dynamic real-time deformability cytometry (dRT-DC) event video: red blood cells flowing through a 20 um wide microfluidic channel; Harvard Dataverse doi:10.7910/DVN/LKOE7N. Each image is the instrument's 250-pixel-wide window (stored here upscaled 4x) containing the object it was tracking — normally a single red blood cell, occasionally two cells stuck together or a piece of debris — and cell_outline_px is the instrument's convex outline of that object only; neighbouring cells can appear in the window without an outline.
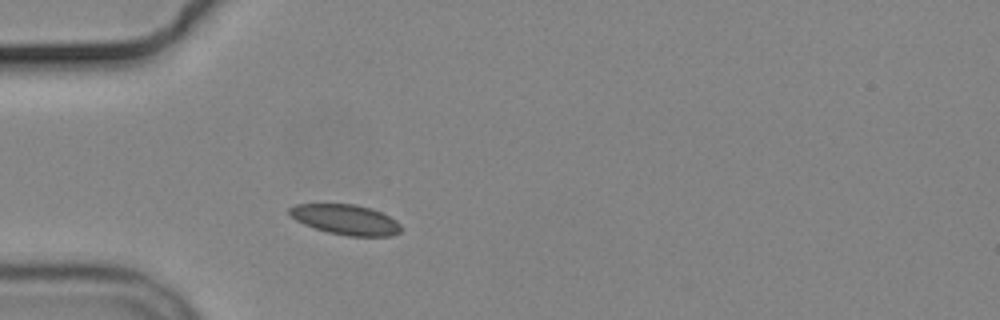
{"species": "common noctule bat (a hibernating species)", "species_latin": "Nyctalus noctula", "temperature_condition": "cold", "stored_images_in_passage": 1, "camera_frame_rate_fps": 3000, "um_per_image_px": 0.085, "animal": {"sex": "male", "body_mass_g": 19.2, "forearm_length_mm": 51.8}, "frame": {"image": 1, "passage_image": 1, "time_ms": 0.0, "image_size_px": [1000, 320], "cell_outline_px": [[400, 232], [392, 236], [348, 236], [328, 232], [304, 224], [296, 220], [288, 212], [288, 208], [296, 204], [356, 204], [372, 208], [396, 220], [400, 224]], "centroid_in_image_um": [29.39, 18.66], "position_along_channel_um": 55.6, "area_um2": 19.54}}